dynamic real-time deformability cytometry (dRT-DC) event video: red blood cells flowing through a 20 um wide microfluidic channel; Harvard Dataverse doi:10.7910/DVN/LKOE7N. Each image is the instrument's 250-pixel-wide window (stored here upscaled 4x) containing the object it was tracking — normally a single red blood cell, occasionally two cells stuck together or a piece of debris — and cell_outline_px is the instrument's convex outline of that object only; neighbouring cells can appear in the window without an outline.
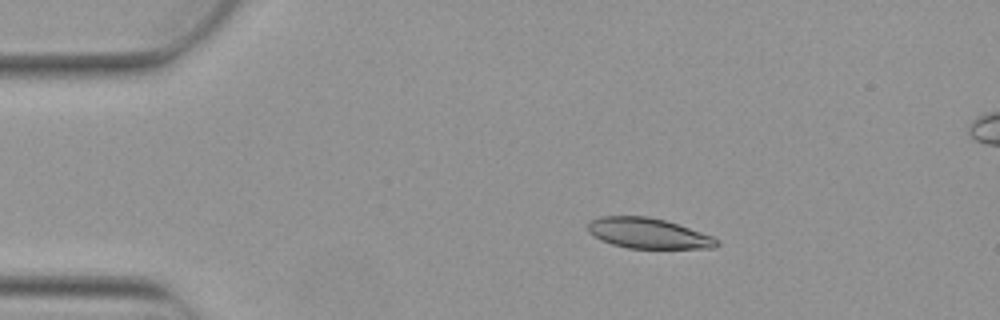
{"species": "Egyptian fruit bat (a non-hibernating species)", "species_latin": "Rousettus aegyptiacus", "temperature_condition": "warm", "stored_images_in_passage": 6, "camera_frame_rate_fps": 3000, "um_per_image_px": 0.085, "animal": {"sex": "female"}, "frame": {"image": 1, "passage_image": 3, "time_ms": 0.667, "image_size_px": [1000, 320], "cell_outline_px": [[720, 244], [716, 248], [628, 248], [612, 244], [588, 232], [588, 224], [592, 220], [600, 216], [648, 216], [664, 220], [712, 236], [720, 240]], "centroid_in_image_um": [55.13, 19.83], "position_along_channel_um": 29.9, "area_um2": 22.54}}
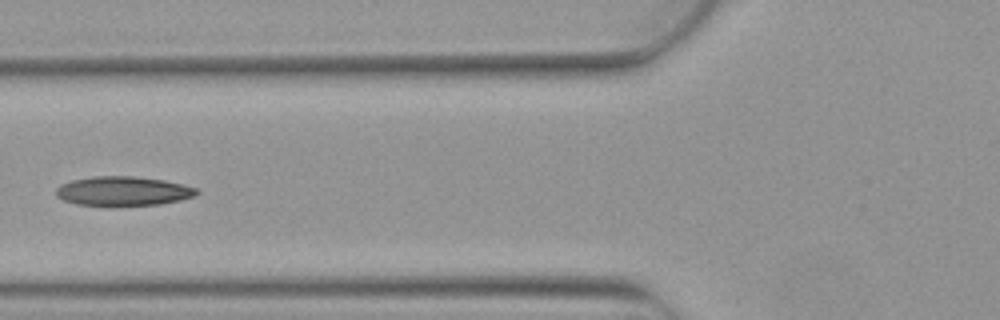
{"frame": {"image": 2, "passage_image": 6, "time_ms": 1.667, "image_size_px": [1000, 320], "cell_outline_px": [[200, 192], [196, 196], [180, 200], [160, 204], [116, 208], [76, 204], [64, 200], [56, 196], [56, 188], [60, 184], [72, 180], [92, 176], [132, 176], [164, 180], [196, 188]], "centroid_in_image_um": [10.44, 16.28], "position_along_channel_um": 115.4, "area_um2": 24.74}}